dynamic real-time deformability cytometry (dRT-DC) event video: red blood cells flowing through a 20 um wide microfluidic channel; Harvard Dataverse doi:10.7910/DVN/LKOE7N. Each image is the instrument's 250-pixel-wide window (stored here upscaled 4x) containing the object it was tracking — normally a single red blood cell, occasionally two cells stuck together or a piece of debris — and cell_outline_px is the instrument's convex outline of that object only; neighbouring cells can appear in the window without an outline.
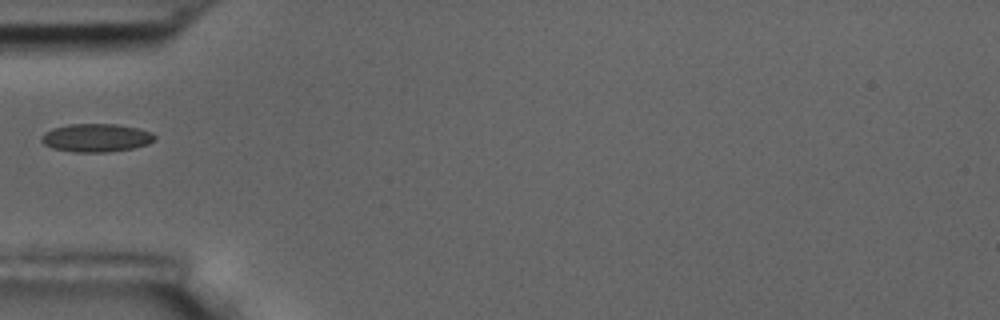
{"species": "common noctule bat (a hibernating species)", "species_latin": "Nyctalus noctula", "temperature_condition": "room temperature", "stored_images_in_passage": 2, "camera_frame_rate_fps": 3000, "um_per_image_px": 0.085, "animal": {"sex": "male", "body_mass_g": 17.5, "forearm_length_mm": 52.3}, "frame": {"image": 1, "passage_image": 1, "time_ms": 0.0, "image_size_px": [1000, 320], "cell_outline_px": [[156, 140], [148, 144], [132, 148], [108, 152], [72, 152], [52, 148], [44, 144], [40, 140], [40, 136], [44, 132], [52, 128], [68, 124], [116, 124], [140, 128], [152, 132], [156, 136]], "centroid_in_image_um": [8.17, 11.71], "position_along_channel_um": 76.8, "area_um2": 18.9}}